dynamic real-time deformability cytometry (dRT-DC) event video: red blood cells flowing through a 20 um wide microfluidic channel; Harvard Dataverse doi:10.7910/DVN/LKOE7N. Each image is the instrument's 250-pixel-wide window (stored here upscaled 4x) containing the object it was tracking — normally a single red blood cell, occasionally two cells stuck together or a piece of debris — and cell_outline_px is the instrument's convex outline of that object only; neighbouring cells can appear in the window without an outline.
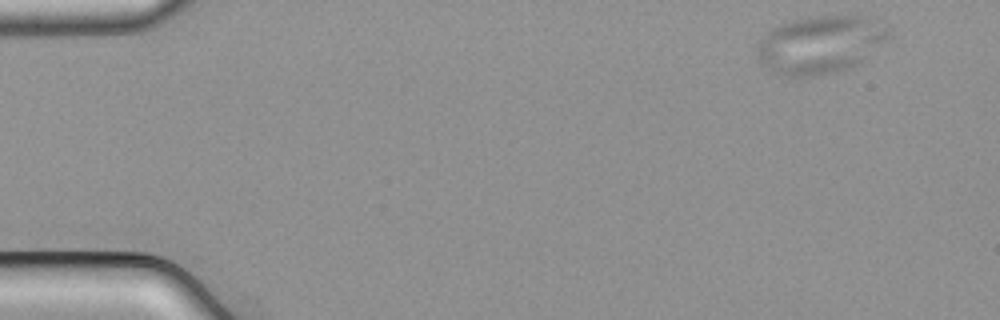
{"species": "common noctule bat (a hibernating species)", "species_latin": "Nyctalus noctula", "temperature_condition": "cold", "stored_images_in_passage": 50, "camera_frame_rate_fps": 3000, "um_per_image_px": 0.085, "animal": {"sex": "male", "body_mass_g": 21.5, "forearm_length_mm": 52.0}, "frame": {"image": 1, "passage_image": 1, "time_ms": 0.0, "image_size_px": [1000, 320], "cell_outline_px": [[892, 36], [856, 64], [832, 72], [816, 76], [792, 76], [776, 72], [768, 68], [764, 64], [756, 48], [760, 40], [772, 28], [792, 20], [816, 16], [872, 16], [888, 24]], "centroid_in_image_um": [69.8, 3.74], "position_along_channel_um": 15.2, "area_um2": 43.81}}
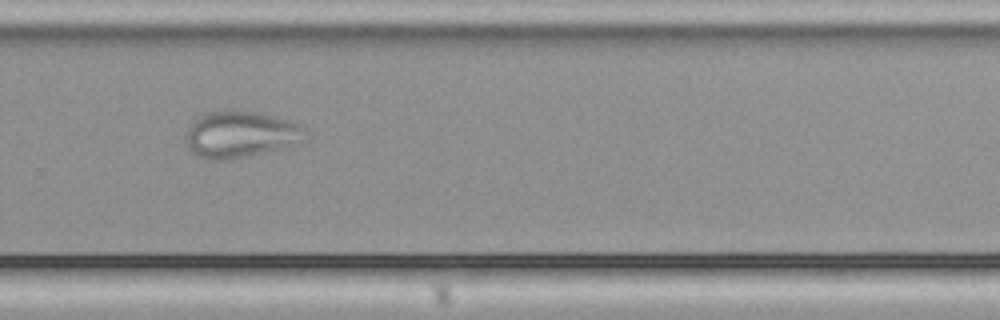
{"frame": {"image": 2, "passage_image": 33, "time_ms": 10.667, "image_size_px": [1000, 320], "cell_outline_px": [[304, 128], [280, 148], [220, 160], [208, 160], [192, 152], [188, 144], [188, 128], [196, 120], [212, 112], [256, 112], [276, 116], [300, 124]], "centroid_in_image_um": [20.31, 11.41], "position_along_channel_um": 309.5, "area_um2": 29.77}}
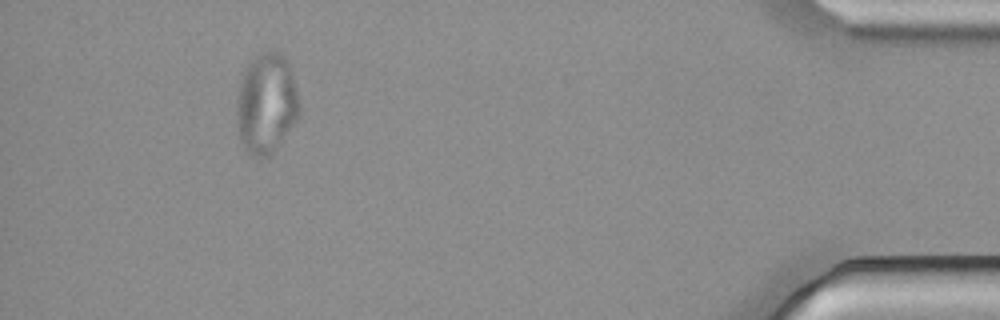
{"frame": {"image": 3, "passage_image": 46, "time_ms": 15.0, "image_size_px": [1000, 320], "cell_outline_px": [[300, 116], [272, 152], [268, 156], [260, 160], [248, 156], [240, 148], [236, 124], [236, 108], [240, 80], [248, 64], [260, 52], [280, 52], [288, 60], [292, 72], [300, 104]], "centroid_in_image_um": [22.61, 8.87], "position_along_channel_um": 412.6, "area_um2": 37.45}}